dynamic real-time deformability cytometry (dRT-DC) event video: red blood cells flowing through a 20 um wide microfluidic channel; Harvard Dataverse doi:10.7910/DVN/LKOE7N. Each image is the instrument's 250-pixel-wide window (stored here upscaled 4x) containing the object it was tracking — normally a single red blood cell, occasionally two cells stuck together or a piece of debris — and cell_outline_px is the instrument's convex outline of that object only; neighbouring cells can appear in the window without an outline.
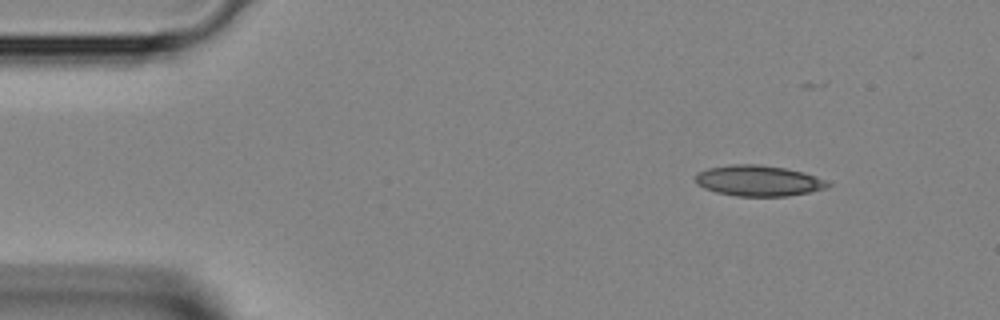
{"species": "Egyptian fruit bat (a non-hibernating species)", "species_latin": "Rousettus aegyptiacus", "temperature_condition": "room temperature", "stored_images_in_passage": 8, "camera_frame_rate_fps": 3000, "um_per_image_px": 0.085, "animal": {"sex": "female"}, "frame": {"image": 1, "passage_image": 1, "time_ms": 0.0, "image_size_px": [1000, 320], "cell_outline_px": [[832, 184], [828, 188], [788, 196], [736, 196], [716, 192], [704, 188], [696, 184], [696, 176], [700, 172], [708, 168], [732, 164], [760, 164], [784, 168], [804, 172], [828, 180]], "centroid_in_image_um": [64.51, 15.36], "position_along_channel_um": 20.5, "area_um2": 23.81}}